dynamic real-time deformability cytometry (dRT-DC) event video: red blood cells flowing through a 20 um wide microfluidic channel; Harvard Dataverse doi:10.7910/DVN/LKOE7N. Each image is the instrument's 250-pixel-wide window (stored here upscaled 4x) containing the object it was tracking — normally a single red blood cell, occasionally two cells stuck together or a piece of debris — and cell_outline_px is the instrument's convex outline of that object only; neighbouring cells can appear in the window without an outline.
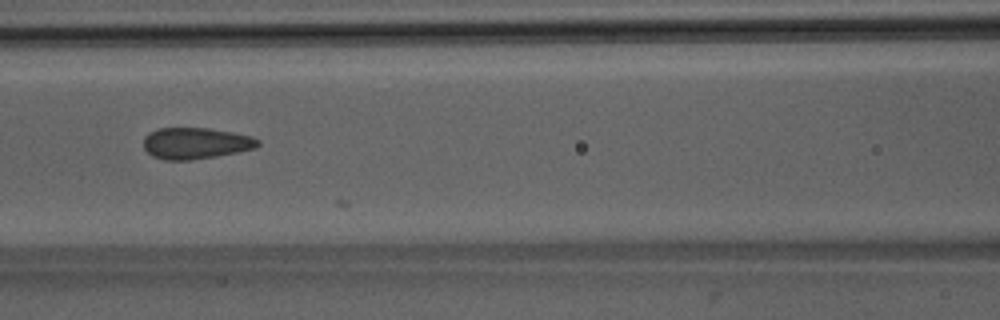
{"species": "Egyptian fruit bat (a non-hibernating species)", "species_latin": "Rousettus aegyptiacus", "temperature_condition": "room temperature", "stored_images_in_passage": 24, "camera_frame_rate_fps": 3000, "um_per_image_px": 0.085, "animal": {"sex": "male"}, "frame": {"image": 1, "passage_image": 23, "time_ms": 7.333, "image_size_px": [1000, 320], "cell_outline_px": [[260, 144], [256, 148], [216, 156], [192, 160], [164, 160], [152, 156], [144, 148], [144, 136], [148, 132], [160, 128], [208, 128], [232, 132], [252, 136], [260, 140]], "centroid_in_image_um": [16.63, 12.17], "position_along_channel_um": 150.0, "area_um2": 20.98}}